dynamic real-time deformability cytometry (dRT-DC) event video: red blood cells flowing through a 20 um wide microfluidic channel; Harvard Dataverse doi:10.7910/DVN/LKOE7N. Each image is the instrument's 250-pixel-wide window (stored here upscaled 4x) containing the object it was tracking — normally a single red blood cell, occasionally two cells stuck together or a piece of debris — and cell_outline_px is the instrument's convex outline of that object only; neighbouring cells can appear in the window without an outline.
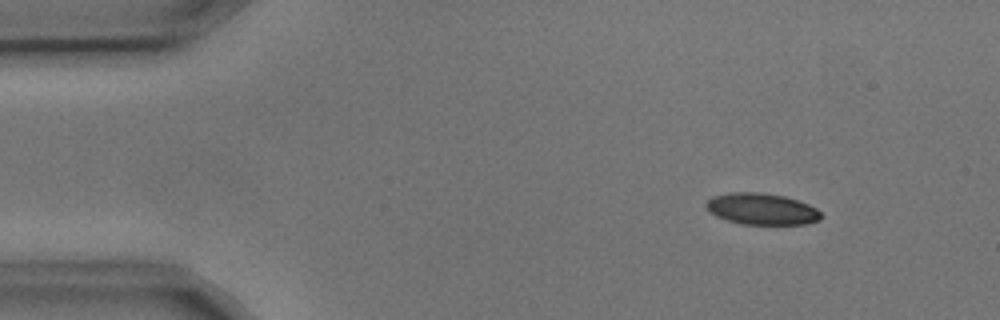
{"species": "common noctule bat (a hibernating species)", "species_latin": "Nyctalus noctula", "temperature_condition": "cold", "stored_images_in_passage": 4, "camera_frame_rate_fps": 3000, "um_per_image_px": 0.085, "animal": {"sex": "male", "body_mass_g": 17.9, "forearm_length_mm": 54.2}, "frame": {"image": 1, "passage_image": 1, "time_ms": 0.0, "image_size_px": [1000, 320], "cell_outline_px": [[820, 220], [808, 224], [740, 224], [716, 216], [704, 204], [712, 196], [732, 192], [760, 192], [784, 196], [808, 204], [816, 208], [820, 212]], "centroid_in_image_um": [64.75, 17.76], "position_along_channel_um": 20.3, "area_um2": 20.92}}
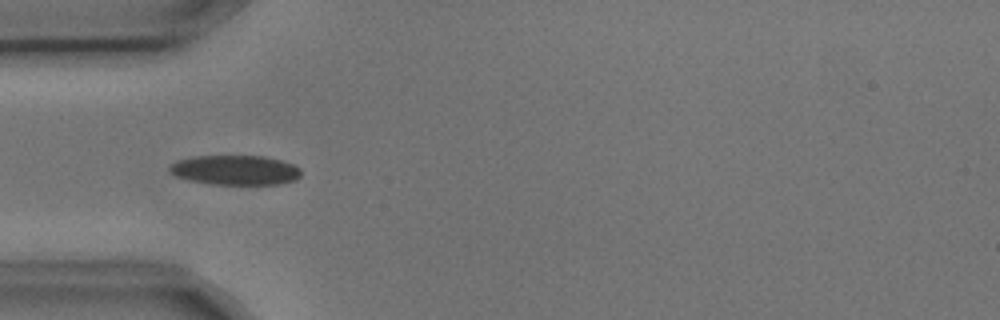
{"frame": {"image": 2, "passage_image": 3, "time_ms": 0.667, "image_size_px": [1000, 320], "cell_outline_px": [[300, 176], [296, 180], [280, 184], [212, 184], [188, 180], [176, 176], [168, 172], [168, 168], [176, 160], [196, 156], [264, 156], [280, 160], [292, 164], [300, 168]], "centroid_in_image_um": [19.98, 14.46], "position_along_channel_um": 65.0, "area_um2": 22.77}}